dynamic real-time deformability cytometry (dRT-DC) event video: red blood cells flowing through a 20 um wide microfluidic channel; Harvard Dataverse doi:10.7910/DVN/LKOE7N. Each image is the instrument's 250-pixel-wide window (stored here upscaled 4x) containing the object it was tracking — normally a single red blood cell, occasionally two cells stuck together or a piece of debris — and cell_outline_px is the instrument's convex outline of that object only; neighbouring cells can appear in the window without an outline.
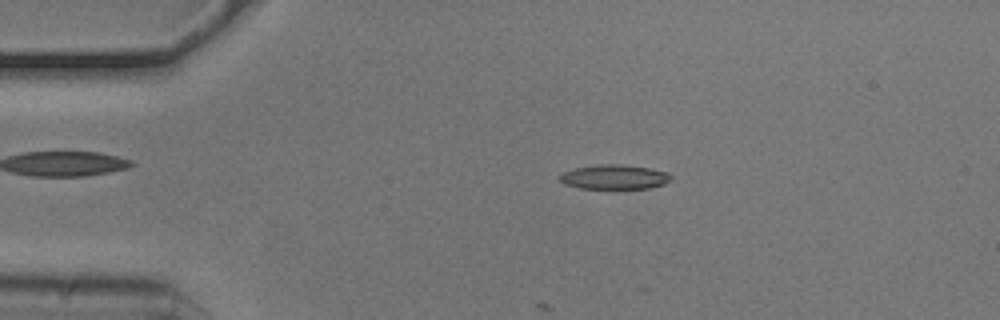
{"species": "common noctule bat (a hibernating species)", "species_latin": "Nyctalus noctula", "temperature_condition": "cold", "stored_images_in_passage": 18, "camera_frame_rate_fps": 3000, "um_per_image_px": 0.085, "animal": {"sex": "male", "body_mass_g": 20.5, "forearm_length_mm": 52.5}, "frame": {"image": 1, "passage_image": 10, "time_ms": 3.0, "image_size_px": [1000, 320], "cell_outline_px": [[672, 180], [664, 184], [648, 188], [580, 188], [564, 184], [560, 180], [560, 172], [576, 168], [596, 164], [624, 164], [648, 168], [668, 172], [672, 176]], "centroid_in_image_um": [52.22, 15.03], "position_along_channel_um": 32.8, "area_um2": 15.95}}
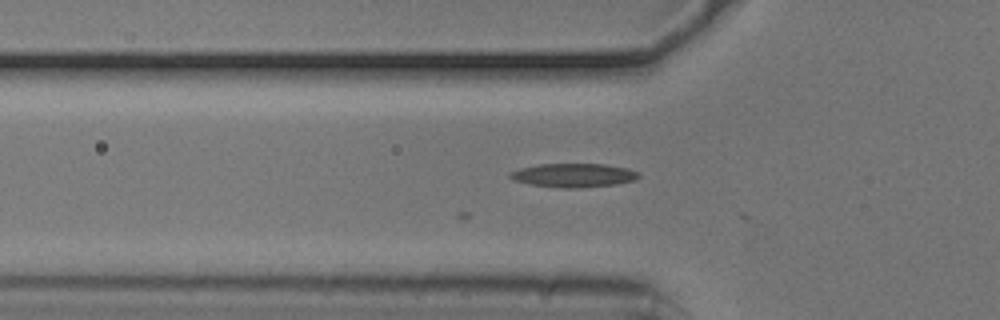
{"frame": {"image": 2, "passage_image": 17, "time_ms": 5.333, "image_size_px": [1000, 320], "cell_outline_px": [[640, 176], [636, 180], [616, 184], [576, 188], [560, 188], [532, 184], [516, 180], [508, 176], [508, 172], [520, 168], [536, 164], [604, 164], [628, 168], [640, 172]], "centroid_in_image_um": [48.78, 14.89], "position_along_channel_um": 77.0, "area_um2": 17.86}}